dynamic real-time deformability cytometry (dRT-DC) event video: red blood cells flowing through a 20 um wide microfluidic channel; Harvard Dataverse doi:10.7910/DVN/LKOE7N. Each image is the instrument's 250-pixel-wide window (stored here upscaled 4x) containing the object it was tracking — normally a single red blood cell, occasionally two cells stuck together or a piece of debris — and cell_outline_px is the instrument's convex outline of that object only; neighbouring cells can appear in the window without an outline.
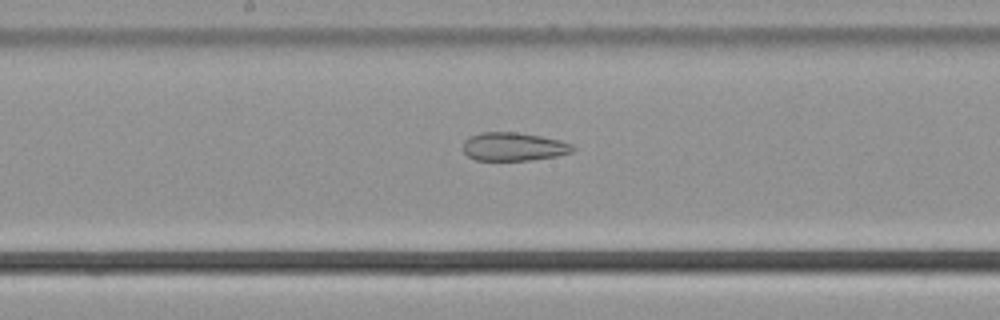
{"species": "common noctule bat (a hibernating species)", "species_latin": "Nyctalus noctula", "temperature_condition": "cold", "stored_images_in_passage": 16, "camera_frame_rate_fps": 3000, "um_per_image_px": 0.085, "animal": {"sex": "male", "body_mass_g": 21.5, "forearm_length_mm": 52.0}, "frame": {"image": 1, "passage_image": 14, "time_ms": 4.333, "image_size_px": [1000, 320], "cell_outline_px": [[576, 148], [572, 152], [556, 156], [528, 160], [476, 160], [468, 156], [464, 152], [464, 140], [468, 136], [480, 132], [516, 132], [540, 136], [560, 140], [572, 144]], "centroid_in_image_um": [43.65, 12.46], "position_along_channel_um": 204.6, "area_um2": 18.15}}